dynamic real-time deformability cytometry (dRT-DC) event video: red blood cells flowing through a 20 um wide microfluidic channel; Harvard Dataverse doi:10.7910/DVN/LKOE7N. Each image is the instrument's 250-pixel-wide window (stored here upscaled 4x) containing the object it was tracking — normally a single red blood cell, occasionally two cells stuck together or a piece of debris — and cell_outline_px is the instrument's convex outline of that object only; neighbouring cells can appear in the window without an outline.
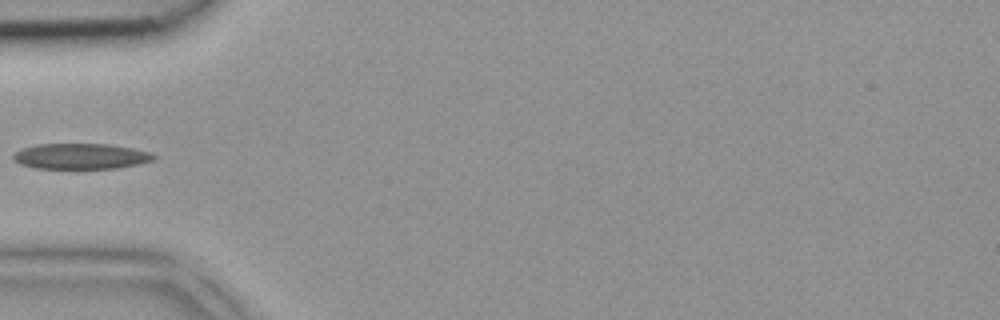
{"species": "common noctule bat (a hibernating species)", "species_latin": "Nyctalus noctula", "temperature_condition": "room temperature", "stored_images_in_passage": 5, "camera_frame_rate_fps": 3000, "um_per_image_px": 0.085, "animal": {"sex": "female", "body_mass_g": 18.4}, "frame": {"image": 1, "passage_image": 5, "time_ms": 1.333, "image_size_px": [1000, 320], "cell_outline_px": [[156, 156], [152, 160], [136, 164], [116, 168], [36, 168], [20, 164], [12, 160], [12, 156], [20, 148], [36, 144], [108, 144], [132, 148], [152, 152]], "centroid_in_image_um": [6.82, 13.27], "position_along_channel_um": 78.2, "area_um2": 20.92}}